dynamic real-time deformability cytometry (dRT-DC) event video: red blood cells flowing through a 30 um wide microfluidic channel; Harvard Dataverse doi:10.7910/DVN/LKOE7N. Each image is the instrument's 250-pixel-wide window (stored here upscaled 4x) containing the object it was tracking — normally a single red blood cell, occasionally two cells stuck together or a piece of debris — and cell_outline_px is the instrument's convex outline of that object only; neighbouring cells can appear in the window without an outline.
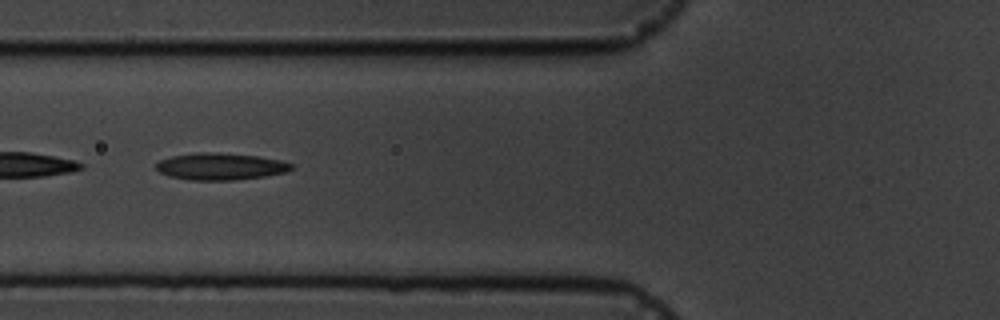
{"species": "common noctule bat (a hibernating species)", "species_latin": "Nyctalus noctula", "temperature_condition": "cold", "stored_images_in_passage": 14, "camera_frame_rate_fps": 3000, "um_per_image_px": 0.085, "animal": {"sex": "male", "body_mass_g": 19.5, "forearm_length_mm": 54.6}, "frame": {"image": 1, "passage_image": 5, "time_ms": 5.333, "image_size_px": [1000, 320], "cell_outline_px": [[292, 168], [288, 172], [264, 176], [232, 180], [188, 180], [168, 176], [160, 172], [156, 168], [156, 164], [160, 160], [172, 156], [200, 152], [212, 152], [260, 156], [280, 160], [292, 164]], "centroid_in_image_um": [18.74, 14.15], "position_along_channel_um": 107.1, "area_um2": 21.15}}
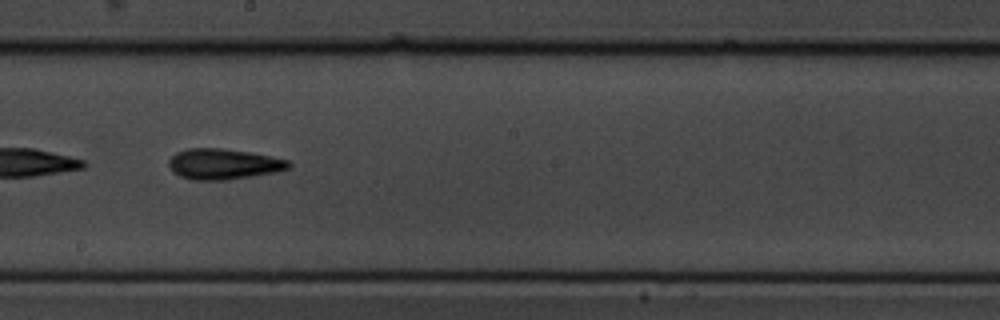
{"frame": {"image": 2, "passage_image": 8, "time_ms": 8.667, "image_size_px": [1000, 320], "cell_outline_px": [[292, 168], [276, 172], [252, 176], [224, 180], [192, 180], [180, 176], [172, 172], [168, 164], [168, 160], [176, 152], [188, 148], [220, 148], [248, 152], [288, 160], [292, 164]], "centroid_in_image_um": [18.98, 13.95], "position_along_channel_um": 229.2, "area_um2": 21.44}}
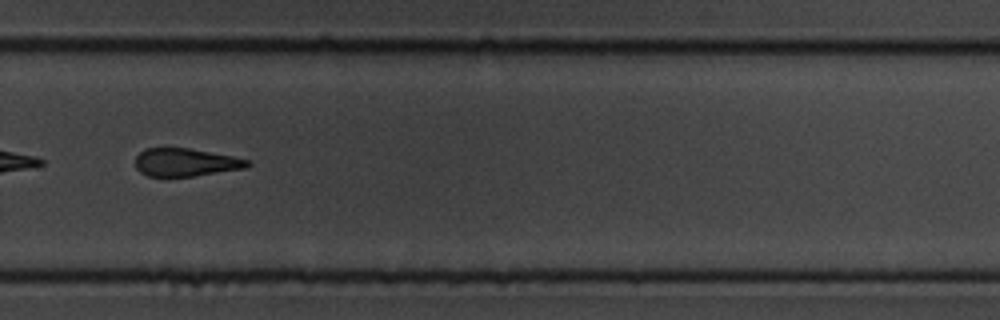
{"frame": {"image": 3, "passage_image": 10, "time_ms": 11.0, "image_size_px": [1000, 320], "cell_outline_px": [[252, 164], [244, 168], [192, 176], [148, 176], [140, 172], [136, 168], [136, 156], [144, 148], [188, 148], [232, 156], [248, 160]], "centroid_in_image_um": [15.74, 13.79], "position_along_channel_um": 314.1, "area_um2": 18.03}, "authors_computed_cell_mechanics": {"area_um2": 20.8658, "velocity_mm_per_s": 3.66, "shape_relaxation_time_tau1_ms": 4.4703, "shape_relaxation_time_tau2_ms": 6.0671, "deformation_change_tau1": 0.1, "deformation_change_tau2": 0.1653}}